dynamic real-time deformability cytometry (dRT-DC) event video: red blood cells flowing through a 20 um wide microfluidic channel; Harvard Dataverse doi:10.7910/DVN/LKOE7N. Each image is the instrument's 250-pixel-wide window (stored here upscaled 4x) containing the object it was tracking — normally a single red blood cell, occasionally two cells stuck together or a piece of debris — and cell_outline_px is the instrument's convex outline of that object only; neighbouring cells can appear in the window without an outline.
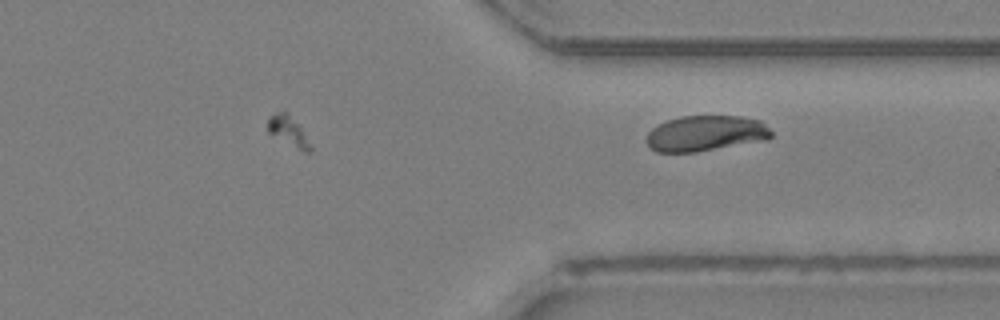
{"species": "Egyptian fruit bat (a non-hibernating species)", "species_latin": "Rousettus aegyptiacus", "temperature_condition": "room temperature", "stored_images_in_passage": 18, "camera_frame_rate_fps": 3000, "um_per_image_px": 0.085, "animal": {"sex": "female"}, "frame": {"image": 1, "passage_image": 18, "time_ms": 5.667, "image_size_px": [1000, 320], "cell_outline_px": [[772, 136], [768, 140], [696, 152], [656, 152], [648, 148], [644, 140], [648, 132], [656, 124], [680, 116], [740, 116], [760, 120], [772, 132]], "centroid_in_image_um": [59.94, 11.34], "position_along_channel_um": 351.5, "area_um2": 26.3}}